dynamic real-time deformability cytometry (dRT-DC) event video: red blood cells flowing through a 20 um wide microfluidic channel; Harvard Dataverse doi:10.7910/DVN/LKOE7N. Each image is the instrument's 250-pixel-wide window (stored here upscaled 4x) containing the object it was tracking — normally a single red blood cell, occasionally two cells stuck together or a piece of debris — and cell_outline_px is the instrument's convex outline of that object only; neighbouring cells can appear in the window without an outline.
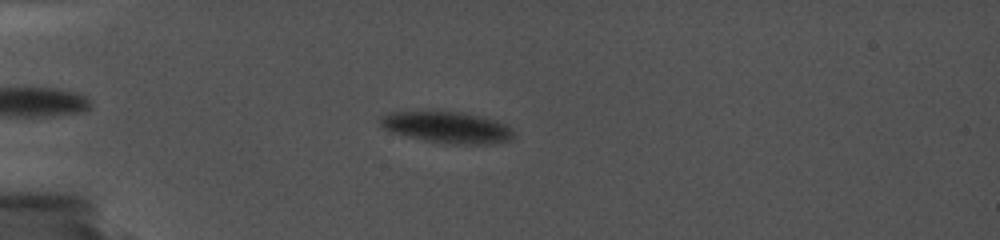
{"species": "common noctule bat (a hibernating species)", "species_latin": "Nyctalus noctula", "temperature_condition": "cold", "stored_images_in_passage": 28, "camera_frame_rate_fps": 5000, "um_per_image_px": 0.085, "animal": {"sex": "female", "body_mass_g": 19.0, "forearm_length_mm": 56.7}, "frame": {"image": 1, "passage_image": 6, "time_ms": 1.8, "image_size_px": [1000, 240], "cell_outline_px": [[516, 136], [512, 140], [488, 144], [456, 144], [428, 140], [396, 132], [384, 128], [380, 124], [380, 116], [388, 112], [464, 112], [496, 120], [508, 124], [512, 128]], "centroid_in_image_um": [38.12, 10.81], "position_along_channel_um": 46.9, "area_um2": 24.04}}
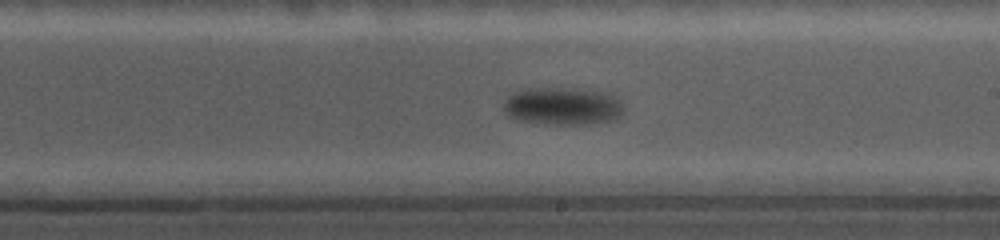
{"frame": {"image": 2, "passage_image": 24, "time_ms": 8.4, "image_size_px": [1000, 240], "cell_outline_px": [[624, 112], [616, 120], [588, 124], [552, 124], [520, 120], [508, 116], [504, 112], [504, 100], [512, 92], [520, 88], [576, 88], [612, 92], [620, 100], [624, 108]], "centroid_in_image_um": [47.87, 9.0], "position_along_channel_um": 241.1, "area_um2": 27.05}}
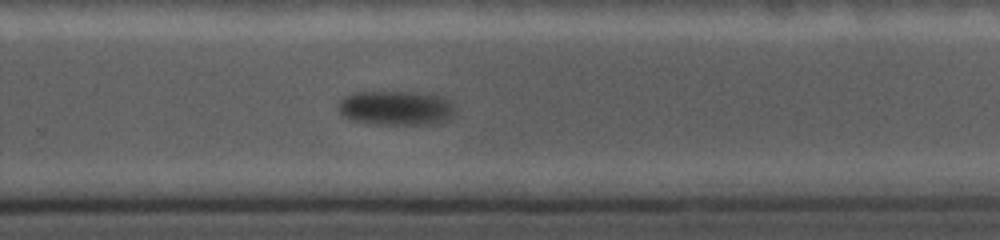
{"frame": {"image": 3, "passage_image": 28, "time_ms": 10.0, "image_size_px": [1000, 240], "cell_outline_px": [[456, 112], [452, 116], [444, 120], [432, 124], [376, 124], [352, 120], [344, 116], [340, 112], [340, 100], [344, 96], [352, 92], [432, 92], [444, 96], [452, 100]], "centroid_in_image_um": [33.74, 9.15], "position_along_channel_um": 296.1, "area_um2": 23.81}}